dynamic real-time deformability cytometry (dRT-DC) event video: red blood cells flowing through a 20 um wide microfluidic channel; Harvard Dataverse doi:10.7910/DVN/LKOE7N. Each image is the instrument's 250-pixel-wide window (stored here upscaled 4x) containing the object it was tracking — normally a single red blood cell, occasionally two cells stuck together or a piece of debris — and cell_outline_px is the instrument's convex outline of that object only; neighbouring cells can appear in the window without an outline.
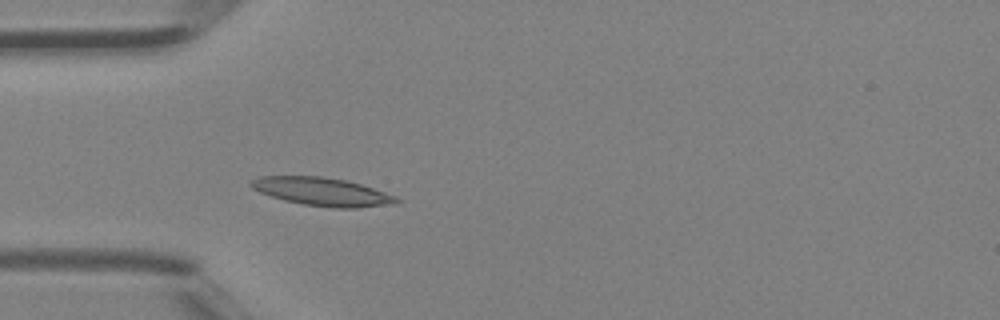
{"species": "Egyptian fruit bat (a non-hibernating species)", "species_latin": "Rousettus aegyptiacus", "temperature_condition": "room temperature", "stored_images_in_passage": 3, "camera_frame_rate_fps": 3000, "um_per_image_px": 0.085, "animal": {"sex": "female"}, "frame": {"image": 1, "passage_image": 3, "time_ms": 0.667, "image_size_px": [1000, 320], "cell_outline_px": [[400, 200], [396, 204], [356, 208], [332, 208], [304, 204], [284, 200], [260, 192], [252, 188], [248, 184], [256, 176], [320, 176], [344, 180], [360, 184], [396, 196]], "centroid_in_image_um": [27.37, 16.29], "position_along_channel_um": 57.6, "area_um2": 23.81}}